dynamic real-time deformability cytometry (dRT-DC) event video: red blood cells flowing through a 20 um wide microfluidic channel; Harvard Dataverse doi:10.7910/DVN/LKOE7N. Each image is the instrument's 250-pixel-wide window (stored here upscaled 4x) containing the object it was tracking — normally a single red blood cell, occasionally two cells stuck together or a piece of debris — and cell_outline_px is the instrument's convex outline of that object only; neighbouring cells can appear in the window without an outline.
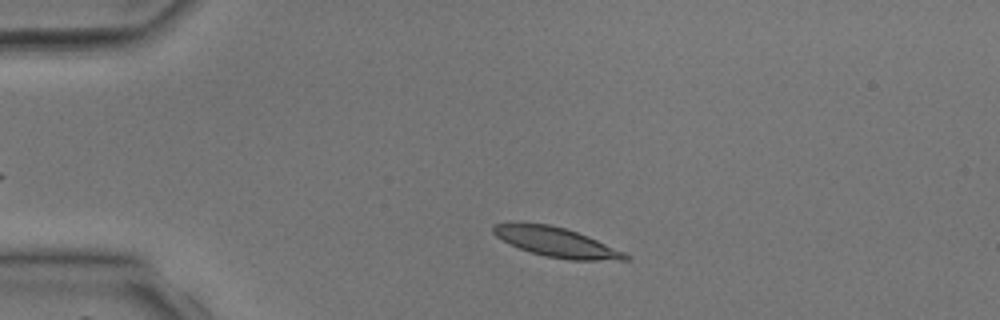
{"species": "common noctule bat (a hibernating species)", "species_latin": "Nyctalus noctula", "temperature_condition": "room temperature", "stored_images_in_passage": 21, "camera_frame_rate_fps": 3000, "um_per_image_px": 0.085, "animal": {"sex": "male", "body_mass_g": 17.9, "forearm_length_mm": 54.2}, "frame": {"image": 1, "passage_image": 4, "time_ms": 1.0, "image_size_px": [1000, 320], "cell_outline_px": [[632, 260], [568, 260], [544, 256], [520, 248], [496, 236], [492, 232], [492, 224], [548, 224], [564, 228], [588, 236], [624, 252], [632, 256]], "centroid_in_image_um": [47.37, 20.61], "position_along_channel_um": 37.6, "area_um2": 22.25}}
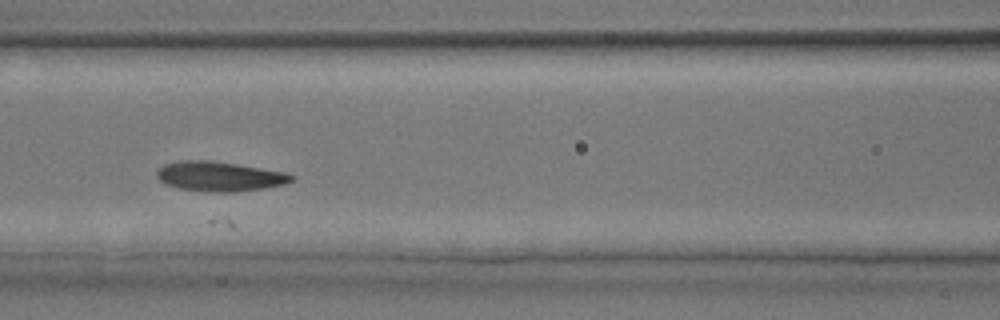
{"frame": {"image": 2, "passage_image": 13, "time_ms": 4.0, "image_size_px": [1000, 320], "cell_outline_px": [[296, 176], [292, 180], [284, 184], [264, 188], [236, 192], [204, 192], [180, 188], [164, 184], [156, 176], [156, 172], [164, 164], [180, 160], [212, 160], [284, 172]], "centroid_in_image_um": [18.63, 14.99], "position_along_channel_um": 148.0, "area_um2": 23.35}}